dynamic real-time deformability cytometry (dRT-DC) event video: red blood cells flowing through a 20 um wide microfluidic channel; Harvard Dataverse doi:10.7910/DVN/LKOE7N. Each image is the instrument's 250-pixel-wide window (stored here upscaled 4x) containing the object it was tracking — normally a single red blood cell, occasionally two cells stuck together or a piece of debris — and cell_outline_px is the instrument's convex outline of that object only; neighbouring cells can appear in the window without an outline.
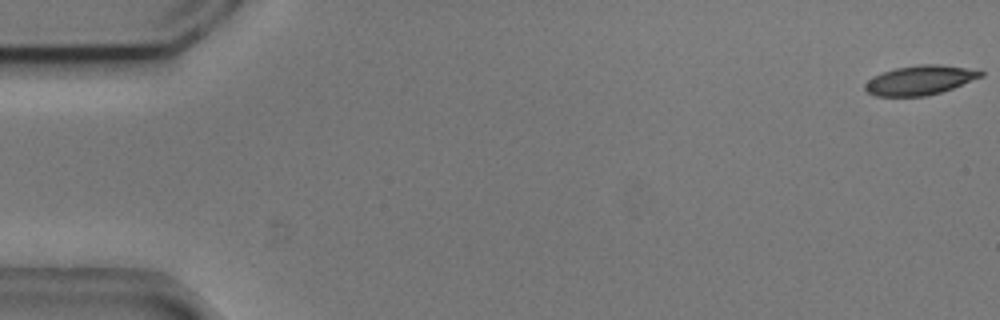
{"species": "common noctule bat (a hibernating species)", "species_latin": "Nyctalus noctula", "temperature_condition": "cold", "stored_images_in_passage": 55, "camera_frame_rate_fps": 3000, "um_per_image_px": 0.085, "animal": {"sex": "male", "body_mass_g": 20.5, "forearm_length_mm": 52.5}, "frame": {"image": 1, "passage_image": 1, "time_ms": 0.0, "image_size_px": [1000, 320], "cell_outline_px": [[984, 76], [952, 88], [940, 92], [924, 96], [876, 96], [868, 92], [864, 88], [864, 84], [872, 76], [896, 68], [920, 64], [940, 64], [964, 68], [984, 72]], "centroid_in_image_um": [78.17, 6.81], "position_along_channel_um": 6.8, "area_um2": 19.59}}
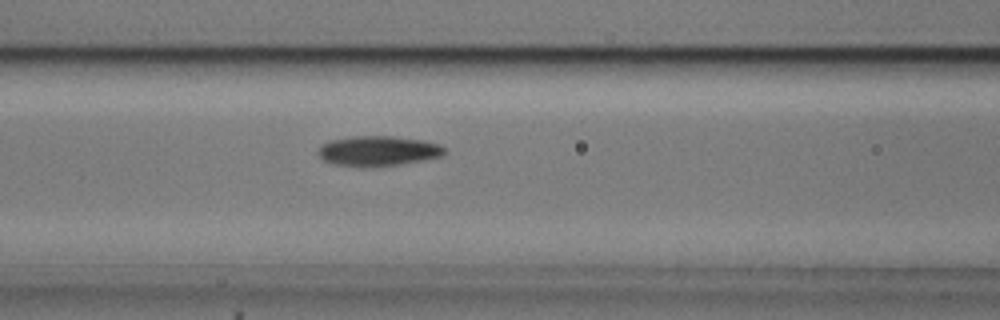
{"frame": {"image": 2, "passage_image": 23, "time_ms": 7.333, "image_size_px": [1000, 320], "cell_outline_px": [[444, 152], [440, 156], [420, 160], [372, 168], [364, 168], [332, 164], [324, 160], [316, 152], [320, 144], [328, 140], [352, 136], [392, 136], [424, 140], [440, 144], [444, 148]], "centroid_in_image_um": [32.04, 12.83], "position_along_channel_um": 134.6, "area_um2": 22.37}}
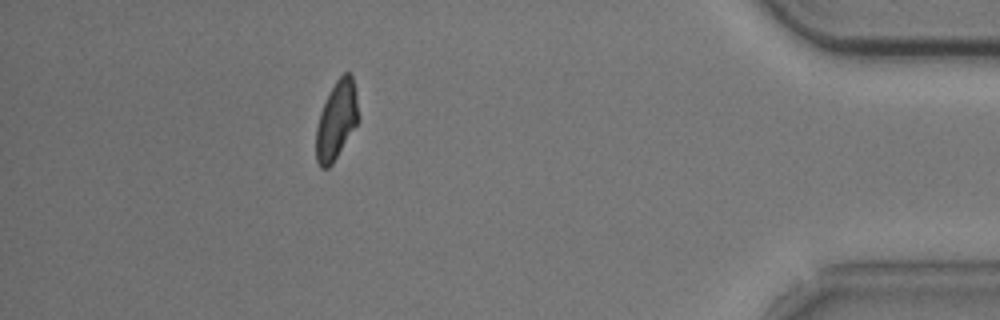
{"frame": {"image": 3, "passage_image": 49, "time_ms": 16.0, "image_size_px": [1000, 320], "cell_outline_px": [[360, 120], [332, 164], [328, 168], [320, 168], [316, 160], [316, 128], [320, 112], [336, 80], [344, 72], [348, 72], [352, 76], [360, 116]], "centroid_in_image_um": [28.61, 10.25], "position_along_channel_um": 406.6, "area_um2": 19.25}, "authors_computed_cell_mechanics": {"area_um2": 20.9236, "velocity_mm_per_s": 3.7143, "shape_relaxation_time_tau1_ms": 2.3269, "shape_relaxation_time_tau2_ms": 4.462, "deformation_change_tau1": 0.1324, "deformation_change_tau2": 0.1061}}